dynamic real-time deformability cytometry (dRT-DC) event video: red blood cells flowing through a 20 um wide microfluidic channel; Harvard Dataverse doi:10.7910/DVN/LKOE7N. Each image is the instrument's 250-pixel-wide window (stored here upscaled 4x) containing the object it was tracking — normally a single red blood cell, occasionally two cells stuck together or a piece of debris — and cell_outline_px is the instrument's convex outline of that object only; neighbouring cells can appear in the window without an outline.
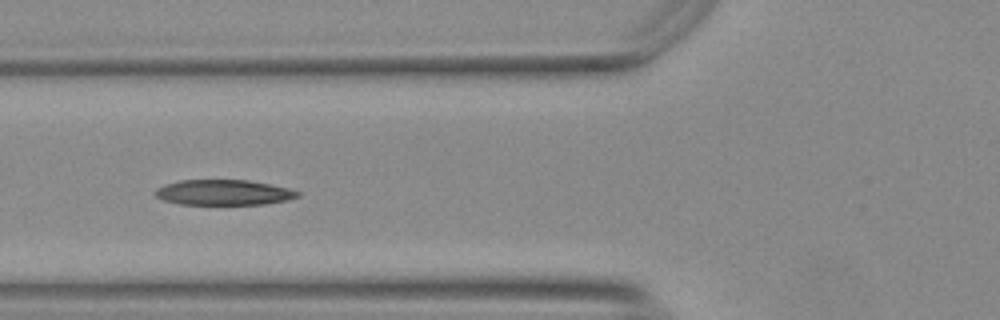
{"species": "Egyptian fruit bat (a non-hibernating species)", "species_latin": "Rousettus aegyptiacus", "temperature_condition": "warm", "stored_images_in_passage": 23, "camera_frame_rate_fps": 3000, "um_per_image_px": 0.085, "animal": {"sex": "female"}, "frame": {"image": 1, "passage_image": 7, "time_ms": 2.0, "image_size_px": [1000, 320], "cell_outline_px": [[300, 196], [288, 200], [264, 204], [180, 204], [164, 200], [156, 196], [152, 192], [156, 188], [164, 184], [180, 180], [248, 180], [288, 188], [300, 192]], "centroid_in_image_um": [18.98, 16.35], "position_along_channel_um": 106.8, "area_um2": 21.04}}